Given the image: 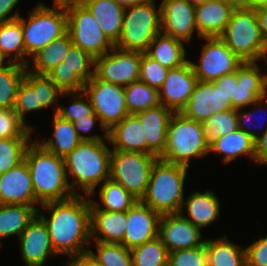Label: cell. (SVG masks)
<instances>
[{
    "instance_id": "277c9868",
    "label": "cell",
    "mask_w": 267,
    "mask_h": 266,
    "mask_svg": "<svg viewBox=\"0 0 267 266\" xmlns=\"http://www.w3.org/2000/svg\"><path fill=\"white\" fill-rule=\"evenodd\" d=\"M187 168L158 158L152 167L146 193L140 201L159 215L179 213L184 201Z\"/></svg>"
},
{
    "instance_id": "6125c7cd",
    "label": "cell",
    "mask_w": 267,
    "mask_h": 266,
    "mask_svg": "<svg viewBox=\"0 0 267 266\" xmlns=\"http://www.w3.org/2000/svg\"><path fill=\"white\" fill-rule=\"evenodd\" d=\"M4 61H5V58L2 56V54L0 53V68H2L4 66Z\"/></svg>"
},
{
    "instance_id": "f35d334b",
    "label": "cell",
    "mask_w": 267,
    "mask_h": 266,
    "mask_svg": "<svg viewBox=\"0 0 267 266\" xmlns=\"http://www.w3.org/2000/svg\"><path fill=\"white\" fill-rule=\"evenodd\" d=\"M134 266H168V251L161 239L145 242L130 250Z\"/></svg>"
},
{
    "instance_id": "4dcf8cb0",
    "label": "cell",
    "mask_w": 267,
    "mask_h": 266,
    "mask_svg": "<svg viewBox=\"0 0 267 266\" xmlns=\"http://www.w3.org/2000/svg\"><path fill=\"white\" fill-rule=\"evenodd\" d=\"M225 154L222 161L229 163L239 155H247L254 160L255 140L240 128L234 132L218 137L209 145V152Z\"/></svg>"
},
{
    "instance_id": "7402d4cb",
    "label": "cell",
    "mask_w": 267,
    "mask_h": 266,
    "mask_svg": "<svg viewBox=\"0 0 267 266\" xmlns=\"http://www.w3.org/2000/svg\"><path fill=\"white\" fill-rule=\"evenodd\" d=\"M21 255L26 266H42L46 257L57 255L44 221L37 215L19 236Z\"/></svg>"
},
{
    "instance_id": "74e56055",
    "label": "cell",
    "mask_w": 267,
    "mask_h": 266,
    "mask_svg": "<svg viewBox=\"0 0 267 266\" xmlns=\"http://www.w3.org/2000/svg\"><path fill=\"white\" fill-rule=\"evenodd\" d=\"M0 68V109H13L17 90L28 67L8 62Z\"/></svg>"
},
{
    "instance_id": "b9f144b4",
    "label": "cell",
    "mask_w": 267,
    "mask_h": 266,
    "mask_svg": "<svg viewBox=\"0 0 267 266\" xmlns=\"http://www.w3.org/2000/svg\"><path fill=\"white\" fill-rule=\"evenodd\" d=\"M97 254L88 253L102 266H134L130 249L123 244L97 242Z\"/></svg>"
},
{
    "instance_id": "ac0fdd59",
    "label": "cell",
    "mask_w": 267,
    "mask_h": 266,
    "mask_svg": "<svg viewBox=\"0 0 267 266\" xmlns=\"http://www.w3.org/2000/svg\"><path fill=\"white\" fill-rule=\"evenodd\" d=\"M233 109L231 100L225 97L214 82L198 81L181 113L188 119L202 123L214 114Z\"/></svg>"
},
{
    "instance_id": "db71d44e",
    "label": "cell",
    "mask_w": 267,
    "mask_h": 266,
    "mask_svg": "<svg viewBox=\"0 0 267 266\" xmlns=\"http://www.w3.org/2000/svg\"><path fill=\"white\" fill-rule=\"evenodd\" d=\"M241 109L242 108H238L237 109L238 128H240L241 130H243L246 134L252 136V138L255 140L258 137L257 133H253V130L251 131L250 128H248V127H247L248 129L246 128V123L248 124V122L251 121V119H252L253 110L250 111V112H243V110H241ZM264 111H265V109H264ZM252 120H254V119H252ZM266 120H267V118H266Z\"/></svg>"
},
{
    "instance_id": "11a10c76",
    "label": "cell",
    "mask_w": 267,
    "mask_h": 266,
    "mask_svg": "<svg viewBox=\"0 0 267 266\" xmlns=\"http://www.w3.org/2000/svg\"><path fill=\"white\" fill-rule=\"evenodd\" d=\"M70 258L68 266H102L88 252Z\"/></svg>"
},
{
    "instance_id": "30bf717a",
    "label": "cell",
    "mask_w": 267,
    "mask_h": 266,
    "mask_svg": "<svg viewBox=\"0 0 267 266\" xmlns=\"http://www.w3.org/2000/svg\"><path fill=\"white\" fill-rule=\"evenodd\" d=\"M67 33L73 45L94 59L112 50L115 44L99 28L93 14L79 0L65 1Z\"/></svg>"
},
{
    "instance_id": "5b68a950",
    "label": "cell",
    "mask_w": 267,
    "mask_h": 266,
    "mask_svg": "<svg viewBox=\"0 0 267 266\" xmlns=\"http://www.w3.org/2000/svg\"><path fill=\"white\" fill-rule=\"evenodd\" d=\"M219 38L242 62L267 59L266 43L255 9L251 6L236 7Z\"/></svg>"
},
{
    "instance_id": "9a60e30c",
    "label": "cell",
    "mask_w": 267,
    "mask_h": 266,
    "mask_svg": "<svg viewBox=\"0 0 267 266\" xmlns=\"http://www.w3.org/2000/svg\"><path fill=\"white\" fill-rule=\"evenodd\" d=\"M206 45L202 47L200 64L190 61L198 81L213 82L216 79L235 72L243 63L219 38H204Z\"/></svg>"
},
{
    "instance_id": "4fadbf2b",
    "label": "cell",
    "mask_w": 267,
    "mask_h": 266,
    "mask_svg": "<svg viewBox=\"0 0 267 266\" xmlns=\"http://www.w3.org/2000/svg\"><path fill=\"white\" fill-rule=\"evenodd\" d=\"M111 51L94 59V76L122 87L139 81L141 53L116 47Z\"/></svg>"
},
{
    "instance_id": "ba28073f",
    "label": "cell",
    "mask_w": 267,
    "mask_h": 266,
    "mask_svg": "<svg viewBox=\"0 0 267 266\" xmlns=\"http://www.w3.org/2000/svg\"><path fill=\"white\" fill-rule=\"evenodd\" d=\"M261 73L257 63L243 62L235 72L221 76L213 82L231 100L234 109L250 104L258 109V106L267 104L265 74Z\"/></svg>"
},
{
    "instance_id": "cb8c5ba5",
    "label": "cell",
    "mask_w": 267,
    "mask_h": 266,
    "mask_svg": "<svg viewBox=\"0 0 267 266\" xmlns=\"http://www.w3.org/2000/svg\"><path fill=\"white\" fill-rule=\"evenodd\" d=\"M237 6L225 0H209L195 6L196 26L201 38L220 37Z\"/></svg>"
},
{
    "instance_id": "7dc6e473",
    "label": "cell",
    "mask_w": 267,
    "mask_h": 266,
    "mask_svg": "<svg viewBox=\"0 0 267 266\" xmlns=\"http://www.w3.org/2000/svg\"><path fill=\"white\" fill-rule=\"evenodd\" d=\"M44 109L39 103L38 90H33L24 80L20 83L13 110L25 123V114L32 110Z\"/></svg>"
},
{
    "instance_id": "d4e9b609",
    "label": "cell",
    "mask_w": 267,
    "mask_h": 266,
    "mask_svg": "<svg viewBox=\"0 0 267 266\" xmlns=\"http://www.w3.org/2000/svg\"><path fill=\"white\" fill-rule=\"evenodd\" d=\"M112 150L140 152L147 154V139L139 119L130 114L107 132Z\"/></svg>"
},
{
    "instance_id": "3957f363",
    "label": "cell",
    "mask_w": 267,
    "mask_h": 266,
    "mask_svg": "<svg viewBox=\"0 0 267 266\" xmlns=\"http://www.w3.org/2000/svg\"><path fill=\"white\" fill-rule=\"evenodd\" d=\"M24 160L40 204L74 196L67 179L63 157L46 151L38 141H32L26 149Z\"/></svg>"
},
{
    "instance_id": "f5cc1de1",
    "label": "cell",
    "mask_w": 267,
    "mask_h": 266,
    "mask_svg": "<svg viewBox=\"0 0 267 266\" xmlns=\"http://www.w3.org/2000/svg\"><path fill=\"white\" fill-rule=\"evenodd\" d=\"M18 2L19 0H0V23L18 19L20 16L18 12L8 16Z\"/></svg>"
},
{
    "instance_id": "2e32d148",
    "label": "cell",
    "mask_w": 267,
    "mask_h": 266,
    "mask_svg": "<svg viewBox=\"0 0 267 266\" xmlns=\"http://www.w3.org/2000/svg\"><path fill=\"white\" fill-rule=\"evenodd\" d=\"M198 79L188 60L185 64L168 70L159 89V101L174 113H181L193 93Z\"/></svg>"
},
{
    "instance_id": "f6af8a7d",
    "label": "cell",
    "mask_w": 267,
    "mask_h": 266,
    "mask_svg": "<svg viewBox=\"0 0 267 266\" xmlns=\"http://www.w3.org/2000/svg\"><path fill=\"white\" fill-rule=\"evenodd\" d=\"M168 70L146 53H141L139 80L149 87L159 90L166 79Z\"/></svg>"
},
{
    "instance_id": "836d02e7",
    "label": "cell",
    "mask_w": 267,
    "mask_h": 266,
    "mask_svg": "<svg viewBox=\"0 0 267 266\" xmlns=\"http://www.w3.org/2000/svg\"><path fill=\"white\" fill-rule=\"evenodd\" d=\"M208 266H246L245 248L224 239L206 240Z\"/></svg>"
},
{
    "instance_id": "8d00e7d4",
    "label": "cell",
    "mask_w": 267,
    "mask_h": 266,
    "mask_svg": "<svg viewBox=\"0 0 267 266\" xmlns=\"http://www.w3.org/2000/svg\"><path fill=\"white\" fill-rule=\"evenodd\" d=\"M124 96L129 114H136L161 105L159 90L149 87L140 80L125 86Z\"/></svg>"
},
{
    "instance_id": "ee69618b",
    "label": "cell",
    "mask_w": 267,
    "mask_h": 266,
    "mask_svg": "<svg viewBox=\"0 0 267 266\" xmlns=\"http://www.w3.org/2000/svg\"><path fill=\"white\" fill-rule=\"evenodd\" d=\"M32 131L13 109H0V138H31Z\"/></svg>"
},
{
    "instance_id": "680465c9",
    "label": "cell",
    "mask_w": 267,
    "mask_h": 266,
    "mask_svg": "<svg viewBox=\"0 0 267 266\" xmlns=\"http://www.w3.org/2000/svg\"><path fill=\"white\" fill-rule=\"evenodd\" d=\"M247 5L253 8H267V0H249Z\"/></svg>"
},
{
    "instance_id": "52a82bcc",
    "label": "cell",
    "mask_w": 267,
    "mask_h": 266,
    "mask_svg": "<svg viewBox=\"0 0 267 266\" xmlns=\"http://www.w3.org/2000/svg\"><path fill=\"white\" fill-rule=\"evenodd\" d=\"M209 154L201 122L174 113L167 130V145L160 159L188 167L190 158Z\"/></svg>"
},
{
    "instance_id": "9c48e42d",
    "label": "cell",
    "mask_w": 267,
    "mask_h": 266,
    "mask_svg": "<svg viewBox=\"0 0 267 266\" xmlns=\"http://www.w3.org/2000/svg\"><path fill=\"white\" fill-rule=\"evenodd\" d=\"M160 32L161 7L157 11L154 0L131 6L125 9L122 32L115 47L125 51L146 53L150 43Z\"/></svg>"
},
{
    "instance_id": "ffe728a7",
    "label": "cell",
    "mask_w": 267,
    "mask_h": 266,
    "mask_svg": "<svg viewBox=\"0 0 267 266\" xmlns=\"http://www.w3.org/2000/svg\"><path fill=\"white\" fill-rule=\"evenodd\" d=\"M127 228L122 244L133 249L158 236L161 215L143 204L140 200L127 212Z\"/></svg>"
},
{
    "instance_id": "d590c367",
    "label": "cell",
    "mask_w": 267,
    "mask_h": 266,
    "mask_svg": "<svg viewBox=\"0 0 267 266\" xmlns=\"http://www.w3.org/2000/svg\"><path fill=\"white\" fill-rule=\"evenodd\" d=\"M99 196L102 201L98 204L91 200V209H100L114 212H127L139 200L131 193L126 191L119 183L111 180H105L100 186ZM104 207L100 208V206Z\"/></svg>"
},
{
    "instance_id": "f546056e",
    "label": "cell",
    "mask_w": 267,
    "mask_h": 266,
    "mask_svg": "<svg viewBox=\"0 0 267 266\" xmlns=\"http://www.w3.org/2000/svg\"><path fill=\"white\" fill-rule=\"evenodd\" d=\"M37 215L35 206L0 204V239L11 235L20 236Z\"/></svg>"
},
{
    "instance_id": "681fc988",
    "label": "cell",
    "mask_w": 267,
    "mask_h": 266,
    "mask_svg": "<svg viewBox=\"0 0 267 266\" xmlns=\"http://www.w3.org/2000/svg\"><path fill=\"white\" fill-rule=\"evenodd\" d=\"M246 266H267V236L245 248Z\"/></svg>"
},
{
    "instance_id": "44dd1931",
    "label": "cell",
    "mask_w": 267,
    "mask_h": 266,
    "mask_svg": "<svg viewBox=\"0 0 267 266\" xmlns=\"http://www.w3.org/2000/svg\"><path fill=\"white\" fill-rule=\"evenodd\" d=\"M36 199L27 163L22 161L0 175V204L35 206Z\"/></svg>"
},
{
    "instance_id": "d6986e66",
    "label": "cell",
    "mask_w": 267,
    "mask_h": 266,
    "mask_svg": "<svg viewBox=\"0 0 267 266\" xmlns=\"http://www.w3.org/2000/svg\"><path fill=\"white\" fill-rule=\"evenodd\" d=\"M161 33L182 41H190L196 26L195 6L186 0H163Z\"/></svg>"
},
{
    "instance_id": "60d3db41",
    "label": "cell",
    "mask_w": 267,
    "mask_h": 266,
    "mask_svg": "<svg viewBox=\"0 0 267 266\" xmlns=\"http://www.w3.org/2000/svg\"><path fill=\"white\" fill-rule=\"evenodd\" d=\"M32 138H0V175L24 161Z\"/></svg>"
},
{
    "instance_id": "91938a15",
    "label": "cell",
    "mask_w": 267,
    "mask_h": 266,
    "mask_svg": "<svg viewBox=\"0 0 267 266\" xmlns=\"http://www.w3.org/2000/svg\"><path fill=\"white\" fill-rule=\"evenodd\" d=\"M225 1H228L234 4L235 6L240 7V6H246L249 0H225Z\"/></svg>"
},
{
    "instance_id": "bcb514c9",
    "label": "cell",
    "mask_w": 267,
    "mask_h": 266,
    "mask_svg": "<svg viewBox=\"0 0 267 266\" xmlns=\"http://www.w3.org/2000/svg\"><path fill=\"white\" fill-rule=\"evenodd\" d=\"M71 94L75 96L77 95V96L75 97V100L72 101V104L70 105V107L65 108L61 105H58L54 113H56L62 119L71 121V122H74L76 119H82V118H85L87 116H91L94 114V109L92 107L89 97H87L86 100L85 98L82 99L83 96L86 95V93L83 90L75 92V93H71Z\"/></svg>"
},
{
    "instance_id": "5bb4252c",
    "label": "cell",
    "mask_w": 267,
    "mask_h": 266,
    "mask_svg": "<svg viewBox=\"0 0 267 266\" xmlns=\"http://www.w3.org/2000/svg\"><path fill=\"white\" fill-rule=\"evenodd\" d=\"M94 58L78 46L72 45L65 56L47 76L62 93H75L84 89L93 76Z\"/></svg>"
},
{
    "instance_id": "8992f818",
    "label": "cell",
    "mask_w": 267,
    "mask_h": 266,
    "mask_svg": "<svg viewBox=\"0 0 267 266\" xmlns=\"http://www.w3.org/2000/svg\"><path fill=\"white\" fill-rule=\"evenodd\" d=\"M55 9L39 3L28 19L21 16L26 56L32 57L39 50L67 33V11L64 2H54ZM60 9V10H59Z\"/></svg>"
},
{
    "instance_id": "603a6c76",
    "label": "cell",
    "mask_w": 267,
    "mask_h": 266,
    "mask_svg": "<svg viewBox=\"0 0 267 266\" xmlns=\"http://www.w3.org/2000/svg\"><path fill=\"white\" fill-rule=\"evenodd\" d=\"M174 112L163 105L134 114L140 121L147 139V154L160 158L167 145L168 124Z\"/></svg>"
},
{
    "instance_id": "be15d7a7",
    "label": "cell",
    "mask_w": 267,
    "mask_h": 266,
    "mask_svg": "<svg viewBox=\"0 0 267 266\" xmlns=\"http://www.w3.org/2000/svg\"><path fill=\"white\" fill-rule=\"evenodd\" d=\"M265 88H266V95H267V74H265Z\"/></svg>"
},
{
    "instance_id": "94428289",
    "label": "cell",
    "mask_w": 267,
    "mask_h": 266,
    "mask_svg": "<svg viewBox=\"0 0 267 266\" xmlns=\"http://www.w3.org/2000/svg\"><path fill=\"white\" fill-rule=\"evenodd\" d=\"M188 3L194 5V6H197L199 4H202V3H205L209 0H186Z\"/></svg>"
},
{
    "instance_id": "ab89813d",
    "label": "cell",
    "mask_w": 267,
    "mask_h": 266,
    "mask_svg": "<svg viewBox=\"0 0 267 266\" xmlns=\"http://www.w3.org/2000/svg\"><path fill=\"white\" fill-rule=\"evenodd\" d=\"M205 141L210 145L218 137L238 129L237 109L219 112L202 122Z\"/></svg>"
},
{
    "instance_id": "7a4b0ae2",
    "label": "cell",
    "mask_w": 267,
    "mask_h": 266,
    "mask_svg": "<svg viewBox=\"0 0 267 266\" xmlns=\"http://www.w3.org/2000/svg\"><path fill=\"white\" fill-rule=\"evenodd\" d=\"M110 156L111 149L103 140H83L63 158L67 179L68 174L74 179L69 183L74 195H80L76 190L83 188L85 194L90 197L97 185L109 179Z\"/></svg>"
},
{
    "instance_id": "9f6ffc18",
    "label": "cell",
    "mask_w": 267,
    "mask_h": 266,
    "mask_svg": "<svg viewBox=\"0 0 267 266\" xmlns=\"http://www.w3.org/2000/svg\"><path fill=\"white\" fill-rule=\"evenodd\" d=\"M258 22H259V27L261 29V33L263 36V39L266 43V48H267V8H254Z\"/></svg>"
},
{
    "instance_id": "4316f807",
    "label": "cell",
    "mask_w": 267,
    "mask_h": 266,
    "mask_svg": "<svg viewBox=\"0 0 267 266\" xmlns=\"http://www.w3.org/2000/svg\"><path fill=\"white\" fill-rule=\"evenodd\" d=\"M97 21L99 28L115 44L121 35L125 9L114 0H79Z\"/></svg>"
},
{
    "instance_id": "816d5d0a",
    "label": "cell",
    "mask_w": 267,
    "mask_h": 266,
    "mask_svg": "<svg viewBox=\"0 0 267 266\" xmlns=\"http://www.w3.org/2000/svg\"><path fill=\"white\" fill-rule=\"evenodd\" d=\"M254 162L259 164H267V128L262 136L255 139V155Z\"/></svg>"
},
{
    "instance_id": "484cf974",
    "label": "cell",
    "mask_w": 267,
    "mask_h": 266,
    "mask_svg": "<svg viewBox=\"0 0 267 266\" xmlns=\"http://www.w3.org/2000/svg\"><path fill=\"white\" fill-rule=\"evenodd\" d=\"M126 228V212L91 209V238L95 241L122 244Z\"/></svg>"
},
{
    "instance_id": "6da1fadb",
    "label": "cell",
    "mask_w": 267,
    "mask_h": 266,
    "mask_svg": "<svg viewBox=\"0 0 267 266\" xmlns=\"http://www.w3.org/2000/svg\"><path fill=\"white\" fill-rule=\"evenodd\" d=\"M41 205L52 212L51 217L46 218L38 209V216L47 226L56 254H65L70 258L87 253L83 246L91 240V200L74 195Z\"/></svg>"
},
{
    "instance_id": "e0dca14e",
    "label": "cell",
    "mask_w": 267,
    "mask_h": 266,
    "mask_svg": "<svg viewBox=\"0 0 267 266\" xmlns=\"http://www.w3.org/2000/svg\"><path fill=\"white\" fill-rule=\"evenodd\" d=\"M158 237L168 252L204 246L200 228L194 226L182 213L161 215Z\"/></svg>"
},
{
    "instance_id": "f907efd6",
    "label": "cell",
    "mask_w": 267,
    "mask_h": 266,
    "mask_svg": "<svg viewBox=\"0 0 267 266\" xmlns=\"http://www.w3.org/2000/svg\"><path fill=\"white\" fill-rule=\"evenodd\" d=\"M96 119H99V117L94 113L91 116L76 119L73 122L75 130L82 140H103L98 134L85 136L80 133L81 131L85 133L90 132L96 122Z\"/></svg>"
},
{
    "instance_id": "8fae6325",
    "label": "cell",
    "mask_w": 267,
    "mask_h": 266,
    "mask_svg": "<svg viewBox=\"0 0 267 266\" xmlns=\"http://www.w3.org/2000/svg\"><path fill=\"white\" fill-rule=\"evenodd\" d=\"M157 159L155 155L146 153L111 150L109 178L141 200L146 193L150 173Z\"/></svg>"
},
{
    "instance_id": "6f0895ef",
    "label": "cell",
    "mask_w": 267,
    "mask_h": 266,
    "mask_svg": "<svg viewBox=\"0 0 267 266\" xmlns=\"http://www.w3.org/2000/svg\"><path fill=\"white\" fill-rule=\"evenodd\" d=\"M122 8L126 9L131 6L141 5L149 2L150 0H114Z\"/></svg>"
},
{
    "instance_id": "7c38bea8",
    "label": "cell",
    "mask_w": 267,
    "mask_h": 266,
    "mask_svg": "<svg viewBox=\"0 0 267 266\" xmlns=\"http://www.w3.org/2000/svg\"><path fill=\"white\" fill-rule=\"evenodd\" d=\"M83 91L89 97L94 113L99 117L100 128L105 130L104 139H107V132L130 115L124 96L125 87L93 76L85 83Z\"/></svg>"
},
{
    "instance_id": "f1b7e54d",
    "label": "cell",
    "mask_w": 267,
    "mask_h": 266,
    "mask_svg": "<svg viewBox=\"0 0 267 266\" xmlns=\"http://www.w3.org/2000/svg\"><path fill=\"white\" fill-rule=\"evenodd\" d=\"M182 42L184 41L160 32L150 43L146 54L168 69L175 68L188 61L185 59Z\"/></svg>"
},
{
    "instance_id": "e575fe53",
    "label": "cell",
    "mask_w": 267,
    "mask_h": 266,
    "mask_svg": "<svg viewBox=\"0 0 267 266\" xmlns=\"http://www.w3.org/2000/svg\"><path fill=\"white\" fill-rule=\"evenodd\" d=\"M72 45L68 33L53 40L31 57L35 70L29 71L38 75H48L59 63L64 61Z\"/></svg>"
},
{
    "instance_id": "d6a6232c",
    "label": "cell",
    "mask_w": 267,
    "mask_h": 266,
    "mask_svg": "<svg viewBox=\"0 0 267 266\" xmlns=\"http://www.w3.org/2000/svg\"><path fill=\"white\" fill-rule=\"evenodd\" d=\"M53 127L54 138H50L48 141L44 139V142H38V144L56 156L64 158L83 141L78 136L73 122L62 119L56 113L53 117Z\"/></svg>"
},
{
    "instance_id": "c3c4849f",
    "label": "cell",
    "mask_w": 267,
    "mask_h": 266,
    "mask_svg": "<svg viewBox=\"0 0 267 266\" xmlns=\"http://www.w3.org/2000/svg\"><path fill=\"white\" fill-rule=\"evenodd\" d=\"M168 266H208L205 245L169 252Z\"/></svg>"
},
{
    "instance_id": "7bdbcfd3",
    "label": "cell",
    "mask_w": 267,
    "mask_h": 266,
    "mask_svg": "<svg viewBox=\"0 0 267 266\" xmlns=\"http://www.w3.org/2000/svg\"><path fill=\"white\" fill-rule=\"evenodd\" d=\"M33 90H38L39 103L43 108L52 106L58 101V95L68 96L71 93H62L47 75L34 74L26 69L23 79Z\"/></svg>"
},
{
    "instance_id": "1f68e13d",
    "label": "cell",
    "mask_w": 267,
    "mask_h": 266,
    "mask_svg": "<svg viewBox=\"0 0 267 266\" xmlns=\"http://www.w3.org/2000/svg\"><path fill=\"white\" fill-rule=\"evenodd\" d=\"M0 53L4 58H9L7 62L18 63L25 67L30 64L28 59H24L26 56L24 35L19 19L0 23Z\"/></svg>"
},
{
    "instance_id": "83f0119b",
    "label": "cell",
    "mask_w": 267,
    "mask_h": 266,
    "mask_svg": "<svg viewBox=\"0 0 267 266\" xmlns=\"http://www.w3.org/2000/svg\"><path fill=\"white\" fill-rule=\"evenodd\" d=\"M183 201L181 211L185 206L188 210V219L194 226L202 228L213 223L220 215V202L214 192H195Z\"/></svg>"
}]
</instances>
